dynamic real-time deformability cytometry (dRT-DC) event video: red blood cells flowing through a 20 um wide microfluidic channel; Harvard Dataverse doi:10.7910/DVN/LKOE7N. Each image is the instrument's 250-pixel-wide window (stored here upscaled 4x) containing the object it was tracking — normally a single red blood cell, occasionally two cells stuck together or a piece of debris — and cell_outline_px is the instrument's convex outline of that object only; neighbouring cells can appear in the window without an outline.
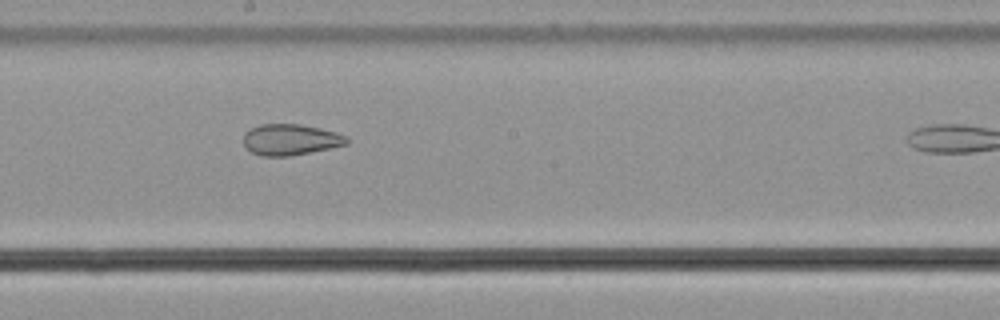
{"species": "common noctule bat (a hibernating species)", "species_latin": "Nyctalus noctula", "temperature_condition": "cold", "stored_images_in_passage": 30, "camera_frame_rate_fps": 3000, "um_per_image_px": 0.085, "animal": {"sex": "male", "body_mass_g": 21.5, "forearm_length_mm": 52.0}, "frame": {"image": 1, "passage_image": 26, "time_ms": 8.333, "image_size_px": [1000, 320], "cell_outline_px": [[348, 144], [288, 156], [264, 156], [252, 152], [244, 144], [244, 132], [260, 124], [300, 124], [320, 128], [336, 132], [348, 136]], "centroid_in_image_um": [24.7, 11.85], "position_along_channel_um": 223.5, "area_um2": 18.5}}